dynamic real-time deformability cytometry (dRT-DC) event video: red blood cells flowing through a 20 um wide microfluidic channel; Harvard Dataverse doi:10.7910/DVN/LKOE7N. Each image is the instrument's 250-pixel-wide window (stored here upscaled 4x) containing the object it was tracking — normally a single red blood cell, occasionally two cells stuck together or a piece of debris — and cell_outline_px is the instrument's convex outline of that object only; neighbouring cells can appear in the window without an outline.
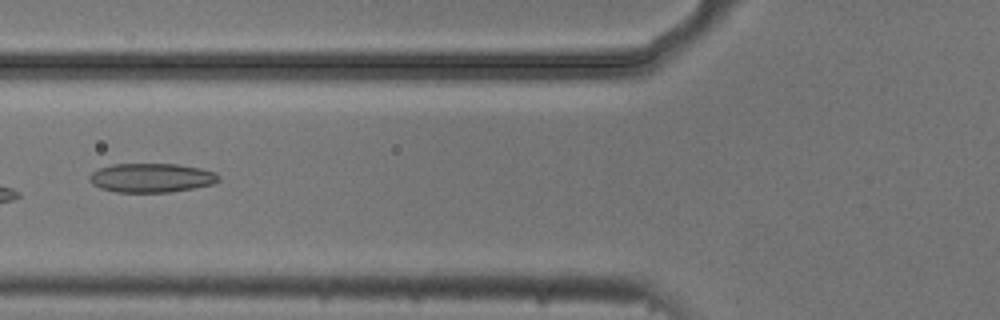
{"species": "common noctule bat (a hibernating species)", "species_latin": "Nyctalus noctula", "temperature_condition": "cold", "stored_images_in_passage": 6, "camera_frame_rate_fps": 3000, "um_per_image_px": 0.085, "animal": {"sex": "male", "body_mass_g": 20.5, "forearm_length_mm": 52.5}, "frame": {"image": 1, "passage_image": 6, "time_ms": 1.667, "image_size_px": [1000, 320], "cell_outline_px": [[220, 180], [212, 184], [192, 188], [168, 192], [116, 192], [100, 188], [92, 184], [88, 180], [88, 176], [92, 172], [100, 168], [112, 164], [176, 164], [200, 168], [216, 172], [220, 176]], "centroid_in_image_um": [12.85, 15.11], "position_along_channel_um": 112.9, "area_um2": 21.91}}